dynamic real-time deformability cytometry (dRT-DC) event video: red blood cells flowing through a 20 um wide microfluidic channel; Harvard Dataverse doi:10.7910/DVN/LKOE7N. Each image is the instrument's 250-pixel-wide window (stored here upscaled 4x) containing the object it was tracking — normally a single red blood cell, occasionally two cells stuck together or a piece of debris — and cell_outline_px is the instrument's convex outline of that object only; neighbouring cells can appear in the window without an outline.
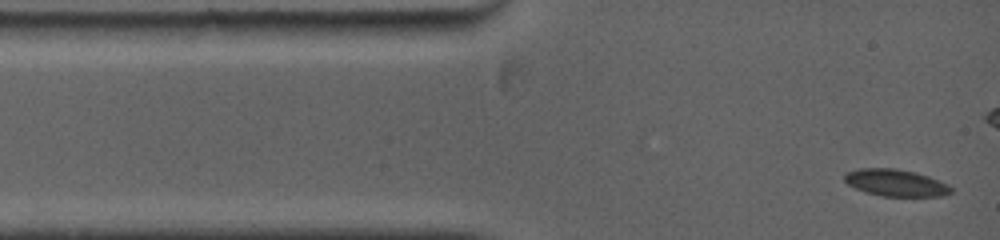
{"species": "common noctule bat (a hibernating species)", "species_latin": "Nyctalus noctula", "temperature_condition": "warm", "stored_images_in_passage": 5, "camera_frame_rate_fps": 5000, "um_per_image_px": 0.085, "animal": {"sex": "female", "body_mass_g": 19.0, "forearm_length_mm": 53.3}, "frame": {"image": 1, "passage_image": 1, "time_ms": 0.0, "image_size_px": [1000, 240], "cell_outline_px": [[952, 192], [940, 196], [884, 196], [864, 192], [848, 184], [844, 180], [844, 172], [860, 168], [896, 168], [916, 172], [928, 176], [948, 184], [952, 188]], "centroid_in_image_um": [76.11, 15.52], "position_along_channel_um": 8.9, "area_um2": 16.76}}
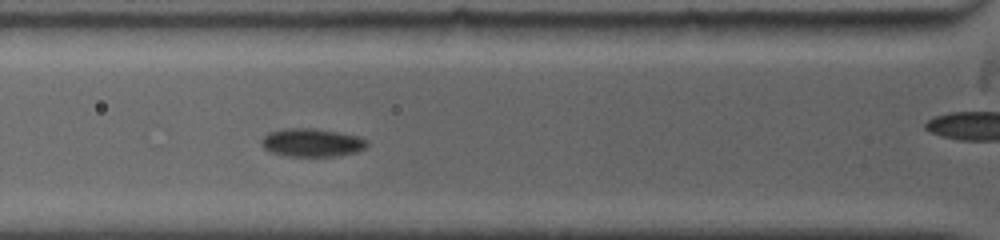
{"frame": {"image": 2, "passage_image": 5, "time_ms": 3.4, "image_size_px": [1000, 240], "cell_outline_px": [[368, 144], [364, 148], [356, 152], [336, 156], [288, 156], [272, 152], [264, 148], [260, 144], [260, 140], [268, 132], [284, 128], [312, 128], [336, 132], [356, 136], [368, 140]], "centroid_in_image_um": [26.47, 12.12], "position_along_channel_um": 99.3, "area_um2": 17.28}}